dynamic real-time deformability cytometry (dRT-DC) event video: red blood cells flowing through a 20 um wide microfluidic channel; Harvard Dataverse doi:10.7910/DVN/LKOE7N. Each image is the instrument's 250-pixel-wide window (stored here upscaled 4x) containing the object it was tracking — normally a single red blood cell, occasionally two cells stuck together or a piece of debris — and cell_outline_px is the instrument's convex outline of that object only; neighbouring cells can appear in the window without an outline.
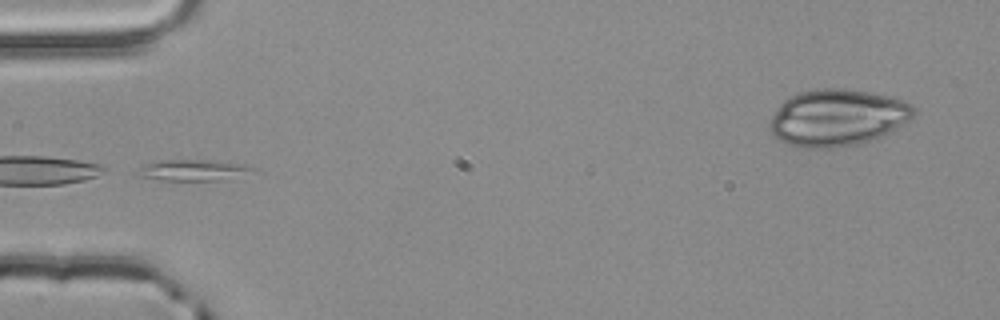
{"species": "common noctule bat (a hibernating species)", "species_latin": "Nyctalus noctula", "temperature_condition": "room temperature", "stored_images_in_passage": 4, "camera_frame_rate_fps": 3000, "um_per_image_px": 0.085, "animal": {"sex": "male", "body_mass_g": 20.4}, "frame": {"image": 1, "passage_image": 3, "time_ms": 0.667, "image_size_px": [1000, 320], "cell_outline_px": [[256, 168], [228, 180], [160, 180], [136, 176], [132, 172], [144, 164], [160, 160], [216, 160], [244, 164]], "centroid_in_image_um": [16.3, 14.46], "position_along_channel_um": 68.7, "area_um2": 14.33}}